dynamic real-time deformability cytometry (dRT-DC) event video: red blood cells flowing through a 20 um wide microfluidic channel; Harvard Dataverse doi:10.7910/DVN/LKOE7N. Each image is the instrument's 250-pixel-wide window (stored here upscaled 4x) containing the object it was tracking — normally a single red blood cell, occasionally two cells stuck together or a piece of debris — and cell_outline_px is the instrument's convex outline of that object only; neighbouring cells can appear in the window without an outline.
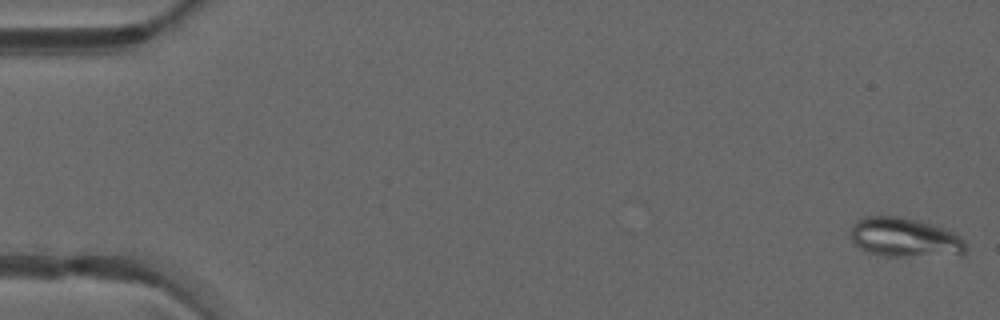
{"species": "common noctule bat (a hibernating species)", "species_latin": "Nyctalus noctula", "temperature_condition": "warm", "stored_images_in_passage": 50, "camera_frame_rate_fps": 3000, "um_per_image_px": 0.085, "animal": {"sex": "male", "forearm_length_mm": 52.5}, "frame": {"image": 1, "passage_image": 1, "time_ms": 0.0, "image_size_px": [1000, 320], "cell_outline_px": [[968, 248], [960, 256], [884, 256], [868, 252], [860, 248], [852, 240], [852, 224], [856, 220], [864, 216], [900, 216], [920, 220], [944, 228], [960, 236], [964, 240]], "centroid_in_image_um": [76.95, 20.19], "position_along_channel_um": 8.1, "area_um2": 26.76}}
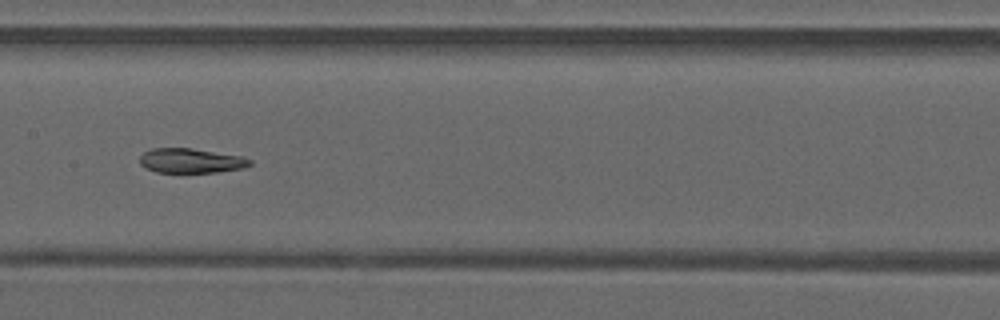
{"frame": {"image": 2, "passage_image": 25, "time_ms": 8.0, "image_size_px": [1000, 320], "cell_outline_px": [[252, 164], [244, 168], [216, 172], [156, 172], [140, 164], [140, 156], [144, 152], [152, 148], [192, 148], [244, 156], [252, 160]], "centroid_in_image_um": [16.28, 13.65], "position_along_channel_um": 191.1, "area_um2": 15.84}}
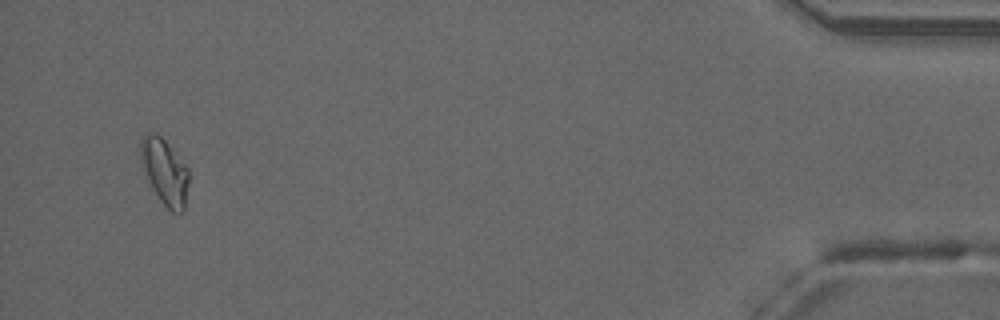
{"frame": {"image": 3, "passage_image": 47, "time_ms": 15.333, "image_size_px": [1000, 320], "cell_outline_px": [[188, 184], [184, 212], [172, 212], [160, 200], [140, 164], [140, 140], [148, 132], [156, 132], [164, 140], [188, 168]], "centroid_in_image_um": [13.99, 14.58], "position_along_channel_um": 421.2, "area_um2": 18.21}, "authors_computed_cell_mechanics": {"area_um2": 17.34, "velocity_mm_per_s": 4.2099, "shape_relaxation_time_tau1_ms": null, "shape_relaxation_time_tau2_ms": 1.1044, "deformation_change_tau1": null, "deformation_change_tau2": 0.0366}}